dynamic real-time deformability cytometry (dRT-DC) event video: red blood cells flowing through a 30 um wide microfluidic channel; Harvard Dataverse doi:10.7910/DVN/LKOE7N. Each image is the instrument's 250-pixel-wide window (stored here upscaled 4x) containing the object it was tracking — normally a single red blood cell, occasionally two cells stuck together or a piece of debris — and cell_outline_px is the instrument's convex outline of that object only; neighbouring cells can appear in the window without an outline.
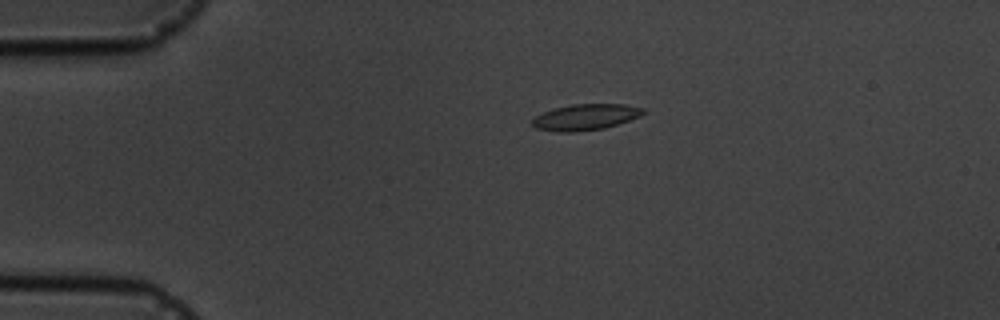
{"species": "common noctule bat (a hibernating species)", "species_latin": "Nyctalus noctula", "temperature_condition": "cold", "stored_images_in_passage": 5, "camera_frame_rate_fps": 3000, "um_per_image_px": 0.085, "animal": {"sex": "male", "body_mass_g": 19.5, "forearm_length_mm": 54.6}, "frame": {"image": 1, "passage_image": 4, "time_ms": 3.667, "image_size_px": [1000, 320], "cell_outline_px": [[644, 112], [640, 116], [604, 128], [572, 132], [560, 132], [536, 128], [532, 124], [532, 120], [536, 116], [552, 108], [572, 104], [628, 104], [644, 108]], "centroid_in_image_um": [49.76, 9.94], "position_along_channel_um": 35.2, "area_um2": 16.7}}